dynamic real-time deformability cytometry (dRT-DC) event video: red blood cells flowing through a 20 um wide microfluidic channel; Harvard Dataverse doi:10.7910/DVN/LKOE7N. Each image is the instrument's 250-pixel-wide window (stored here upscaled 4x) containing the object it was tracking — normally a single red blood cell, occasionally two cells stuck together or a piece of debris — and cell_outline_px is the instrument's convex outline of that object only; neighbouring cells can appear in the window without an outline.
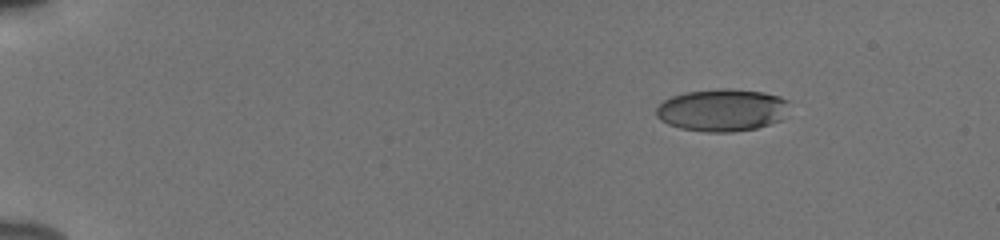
{"species": "human", "species_latin": "Homo sapiens", "temperature_condition": "cold", "stored_images_in_passage": 48, "camera_frame_rate_fps": 3000, "um_per_image_px": 0.085, "donor": {"sex": "male"}, "frame": {"image": 1, "passage_image": 1, "time_ms": 0.0, "image_size_px": [1000, 240], "cell_outline_px": [[788, 100], [780, 120], [756, 128], [732, 132], [704, 132], [680, 128], [668, 124], [660, 120], [656, 116], [656, 108], [664, 100], [672, 96], [684, 92], [716, 88], [732, 88], [764, 92], [780, 96]], "centroid_in_image_um": [61.32, 9.34], "position_along_channel_um": 23.7, "area_um2": 32.89}}
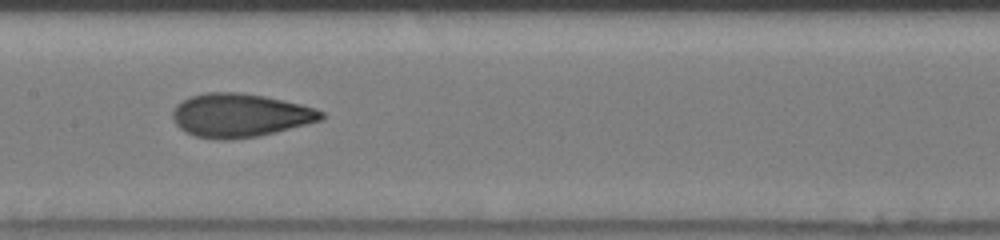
{"frame": {"image": 2, "passage_image": 23, "time_ms": 7.333, "image_size_px": [1000, 240], "cell_outline_px": [[324, 116], [320, 120], [256, 136], [228, 140], [216, 140], [196, 136], [184, 132], [176, 124], [172, 116], [172, 112], [176, 104], [192, 96], [204, 92], [236, 92], [264, 96], [300, 104], [316, 108], [324, 112]], "centroid_in_image_um": [20.35, 9.8], "position_along_channel_um": 187.1, "area_um2": 37.34}}
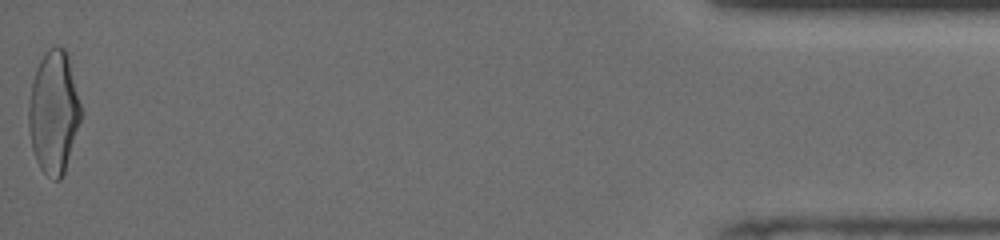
{"frame": {"image": 3, "passage_image": 48, "time_ms": 15.667, "image_size_px": [1000, 240], "cell_outline_px": [[80, 120], [64, 172], [60, 180], [52, 180], [40, 168], [36, 160], [32, 148], [28, 128], [28, 100], [32, 80], [36, 68], [40, 60], [48, 48], [56, 44], [64, 48], [68, 56], [80, 104]], "centroid_in_image_um": [4.53, 9.52], "position_along_channel_um": 430.7, "area_um2": 37.17}, "authors_computed_cell_mechanics": {"area_um2": 35.9805, "velocity_mm_per_s": 3.8717, "shape_relaxation_time_tau1_ms": 4.4423, "shape_relaxation_time_tau2_ms": 1.0872, "deformation_change_tau1": 0.1842, "deformation_change_tau2": 0.0785}}